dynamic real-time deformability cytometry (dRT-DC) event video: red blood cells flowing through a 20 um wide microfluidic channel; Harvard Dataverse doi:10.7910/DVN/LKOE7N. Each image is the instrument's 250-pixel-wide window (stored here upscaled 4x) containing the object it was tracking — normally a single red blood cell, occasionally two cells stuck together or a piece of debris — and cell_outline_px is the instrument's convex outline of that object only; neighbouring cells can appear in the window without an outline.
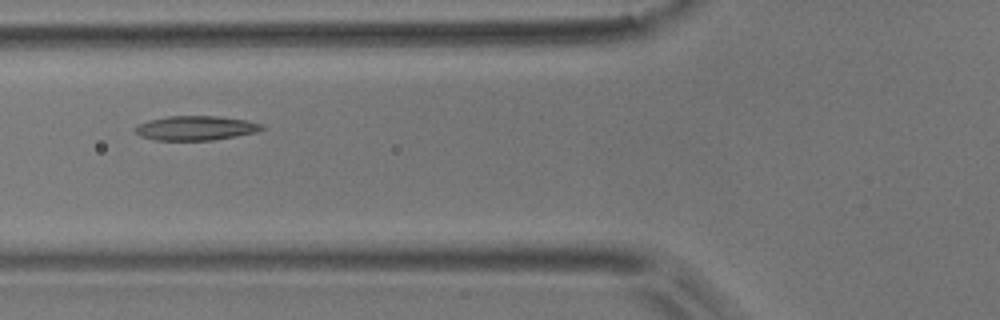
{"species": "common noctule bat (a hibernating species)", "species_latin": "Nyctalus noctula", "temperature_condition": "room temperature", "stored_images_in_passage": 5, "camera_frame_rate_fps": 3000, "um_per_image_px": 0.085, "animal": {"sex": "male", "body_mass_g": 17.9}, "frame": {"image": 1, "passage_image": 2, "time_ms": 0.333, "image_size_px": [1000, 320], "cell_outline_px": [[264, 128], [256, 132], [236, 136], [212, 140], [156, 140], [140, 136], [132, 128], [148, 120], [168, 116], [220, 116], [244, 120], [260, 124]], "centroid_in_image_um": [16.59, 10.88], "position_along_channel_um": 109.2, "area_um2": 17.86}}
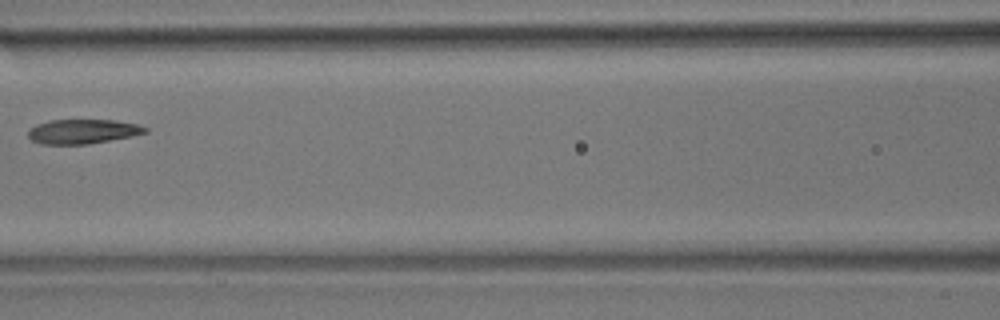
{"frame": {"image": 2, "passage_image": 3, "time_ms": 0.667, "image_size_px": [1000, 320], "cell_outline_px": [[148, 132], [132, 136], [88, 144], [40, 144], [32, 140], [28, 136], [28, 132], [36, 124], [52, 120], [116, 120], [136, 124], [148, 128]], "centroid_in_image_um": [7.04, 11.17], "position_along_channel_um": 159.6, "area_um2": 16.59}}
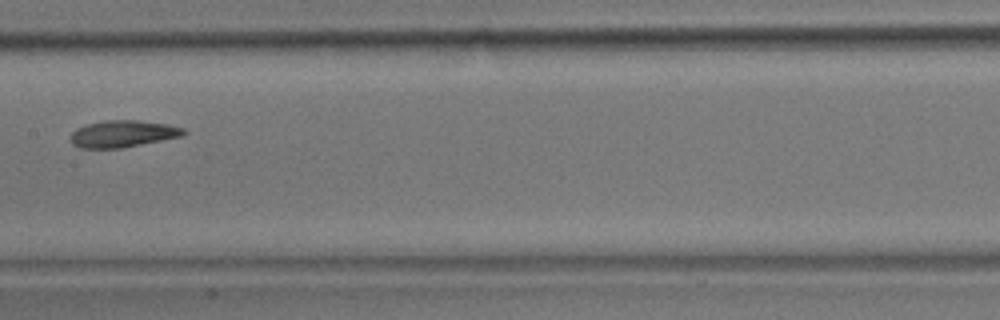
{"frame": {"image": 3, "passage_image": 4, "time_ms": 1.0, "image_size_px": [1000, 320], "cell_outline_px": [[188, 132], [184, 136], [120, 148], [80, 148], [72, 144], [72, 132], [76, 128], [84, 124], [104, 120], [136, 120], [164, 124], [184, 128]], "centroid_in_image_um": [10.44, 11.37], "position_along_channel_um": 197.0, "area_um2": 17.69}}